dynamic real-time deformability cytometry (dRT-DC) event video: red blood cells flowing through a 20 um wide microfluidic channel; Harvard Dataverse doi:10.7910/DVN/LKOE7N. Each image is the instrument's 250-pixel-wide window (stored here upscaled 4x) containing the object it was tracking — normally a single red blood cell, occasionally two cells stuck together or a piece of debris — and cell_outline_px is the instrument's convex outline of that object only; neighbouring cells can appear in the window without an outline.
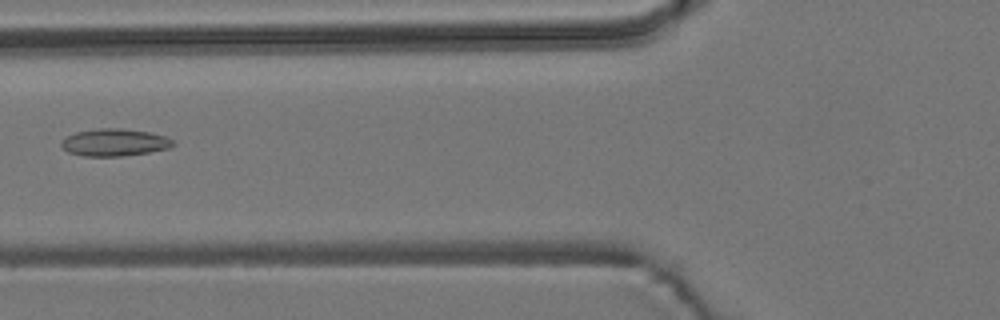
{"species": "common noctule bat (a hibernating species)", "species_latin": "Nyctalus noctula", "temperature_condition": "room temperature", "stored_images_in_passage": 8, "camera_frame_rate_fps": 3000, "um_per_image_px": 0.085, "animal": {"sex": "male", "body_mass_g": 19.2, "forearm_length_mm": 51.8}, "frame": {"image": 1, "passage_image": 6, "time_ms": 6.0, "image_size_px": [1000, 320], "cell_outline_px": [[176, 144], [168, 148], [148, 152], [120, 156], [84, 156], [68, 152], [60, 144], [60, 140], [76, 132], [100, 128], [124, 128], [148, 132], [164, 136], [176, 140]], "centroid_in_image_um": [9.74, 12.1], "position_along_channel_um": 116.1, "area_um2": 17.74}}
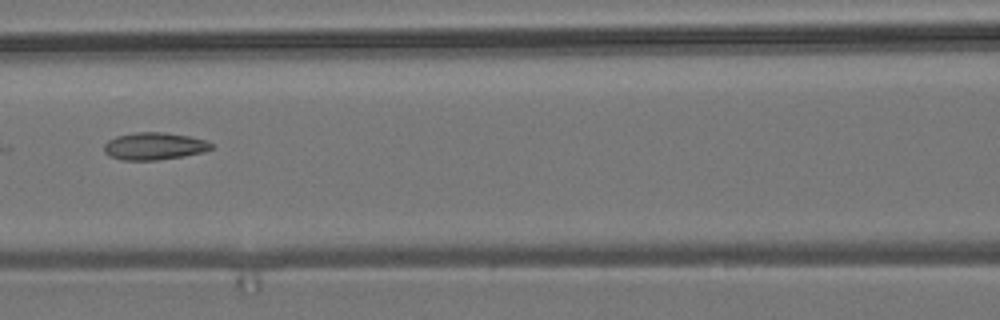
{"frame": {"image": 2, "passage_image": 7, "time_ms": 7.0, "image_size_px": [1000, 320], "cell_outline_px": [[212, 148], [204, 152], [184, 156], [156, 160], [120, 160], [108, 156], [104, 152], [104, 144], [108, 140], [116, 136], [136, 132], [164, 132], [188, 136], [204, 140], [212, 144]], "centroid_in_image_um": [13.07, 12.43], "position_along_channel_um": 153.5, "area_um2": 17.11}}